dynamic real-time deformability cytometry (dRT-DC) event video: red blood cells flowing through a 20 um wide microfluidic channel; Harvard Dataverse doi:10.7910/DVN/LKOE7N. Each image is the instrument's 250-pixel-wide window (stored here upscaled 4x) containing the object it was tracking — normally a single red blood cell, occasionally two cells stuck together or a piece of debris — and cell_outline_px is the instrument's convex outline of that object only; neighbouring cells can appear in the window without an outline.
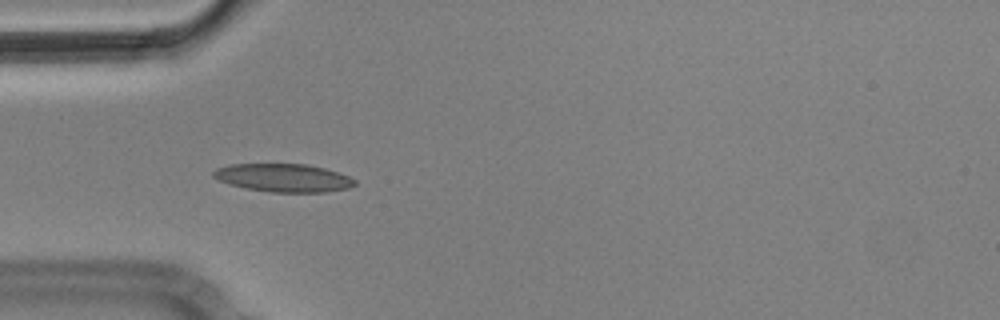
{"species": "Egyptian fruit bat (a non-hibernating species)", "species_latin": "Rousettus aegyptiacus", "temperature_condition": "cold", "stored_images_in_passage": 7, "camera_frame_rate_fps": 3000, "um_per_image_px": 0.085, "animal": {"sex": "male"}, "frame": {"image": 1, "passage_image": 6, "time_ms": 1.667, "image_size_px": [1000, 320], "cell_outline_px": [[356, 184], [348, 188], [324, 192], [272, 192], [248, 188], [228, 184], [212, 176], [212, 172], [216, 168], [228, 164], [308, 164], [324, 168], [348, 176], [356, 180]], "centroid_in_image_um": [24.08, 15.11], "position_along_channel_um": 60.9, "area_um2": 23.06}}